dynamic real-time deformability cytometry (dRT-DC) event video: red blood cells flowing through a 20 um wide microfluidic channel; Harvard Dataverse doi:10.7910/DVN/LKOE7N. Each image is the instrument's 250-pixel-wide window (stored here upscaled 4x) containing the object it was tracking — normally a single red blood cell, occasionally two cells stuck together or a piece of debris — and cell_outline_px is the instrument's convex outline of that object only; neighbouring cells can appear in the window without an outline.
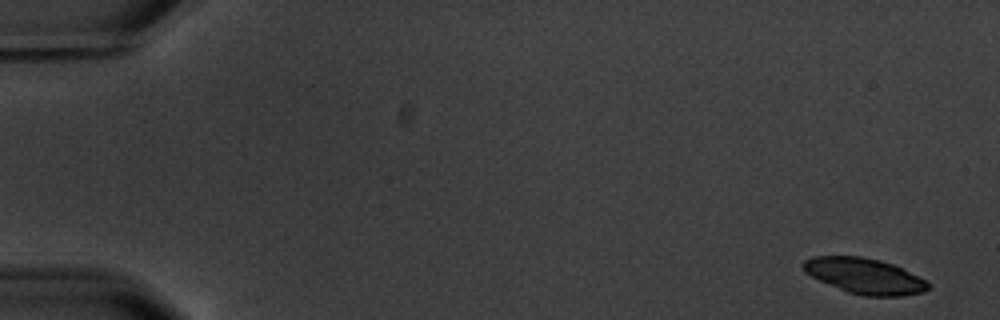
{"species": "common noctule bat (a hibernating species)", "species_latin": "Nyctalus noctula", "temperature_condition": "warm", "stored_images_in_passage": 6, "camera_frame_rate_fps": 3000, "um_per_image_px": 0.085, "animal": {"sex": "male", "body_mass_g": 20.1, "forearm_length_mm": 53.5}, "frame": {"image": 1, "passage_image": 1, "time_ms": 0.0, "image_size_px": [1000, 320], "cell_outline_px": [[928, 288], [924, 292], [900, 296], [864, 296], [848, 292], [820, 280], [804, 272], [804, 260], [812, 256], [860, 256], [880, 260], [892, 264], [924, 280], [928, 284]], "centroid_in_image_um": [73.46, 23.45], "position_along_channel_um": 11.5, "area_um2": 25.37}}